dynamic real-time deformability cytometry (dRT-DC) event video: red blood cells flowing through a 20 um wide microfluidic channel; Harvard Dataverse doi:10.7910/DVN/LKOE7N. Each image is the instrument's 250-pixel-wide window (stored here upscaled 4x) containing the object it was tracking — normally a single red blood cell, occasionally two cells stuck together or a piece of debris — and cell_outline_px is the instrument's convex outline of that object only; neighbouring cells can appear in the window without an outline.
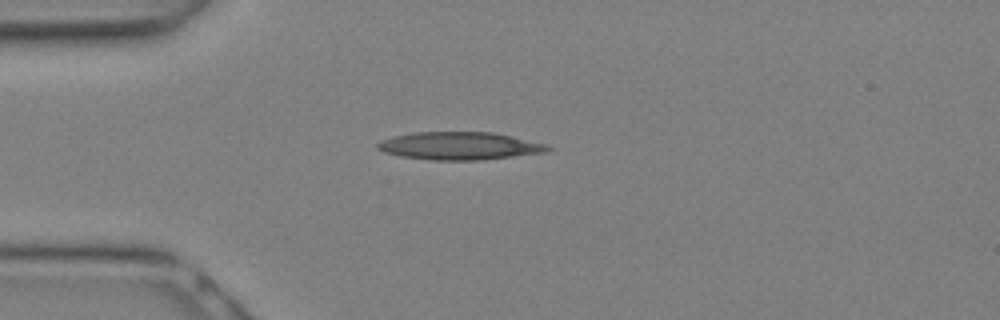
{"species": "Egyptian fruit bat (a non-hibernating species)", "species_latin": "Rousettus aegyptiacus", "temperature_condition": "warm", "stored_images_in_passage": 2, "camera_frame_rate_fps": 3000, "um_per_image_px": 0.085, "animal": {"sex": "female"}, "frame": {"image": 1, "passage_image": 1, "time_ms": 0.0, "image_size_px": [1000, 320], "cell_outline_px": [[552, 148], [548, 152], [476, 160], [432, 160], [400, 156], [384, 152], [376, 148], [376, 144], [380, 140], [412, 132], [492, 132], [512, 136], [548, 144]], "centroid_in_image_um": [39.06, 12.39], "position_along_channel_um": 45.9, "area_um2": 27.51}}